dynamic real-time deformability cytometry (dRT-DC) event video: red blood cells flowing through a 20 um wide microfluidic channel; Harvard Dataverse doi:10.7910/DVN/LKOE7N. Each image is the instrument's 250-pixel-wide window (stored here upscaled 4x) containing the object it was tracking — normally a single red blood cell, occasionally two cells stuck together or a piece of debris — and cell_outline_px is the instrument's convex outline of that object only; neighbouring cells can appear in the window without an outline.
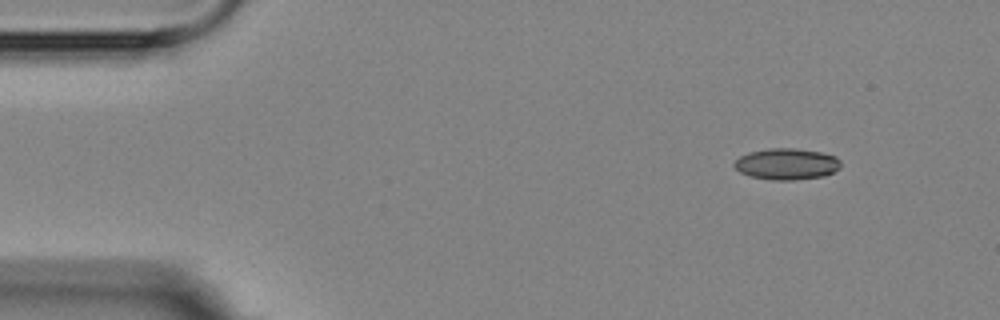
{"species": "Egyptian fruit bat (a non-hibernating species)", "species_latin": "Rousettus aegyptiacus", "temperature_condition": "room temperature", "stored_images_in_passage": 3, "camera_frame_rate_fps": 3000, "um_per_image_px": 0.085, "animal": {"sex": "female"}, "frame": {"image": 1, "passage_image": 1, "time_ms": 0.0, "image_size_px": [1000, 320], "cell_outline_px": [[840, 168], [824, 176], [792, 180], [772, 180], [752, 176], [740, 172], [732, 164], [740, 156], [748, 152], [768, 148], [796, 148], [820, 152], [836, 156], [840, 160]], "centroid_in_image_um": [66.86, 13.93], "position_along_channel_um": 18.1, "area_um2": 19.42}}
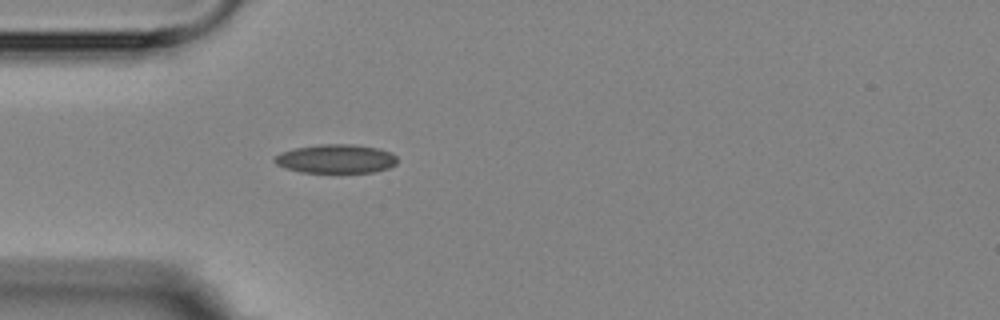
{"frame": {"image": 2, "passage_image": 3, "time_ms": 3.333, "image_size_px": [1000, 320], "cell_outline_px": [[396, 164], [388, 168], [372, 172], [300, 172], [284, 168], [276, 164], [272, 160], [272, 156], [280, 152], [296, 148], [320, 144], [352, 144], [380, 148], [392, 152], [396, 156]], "centroid_in_image_um": [28.52, 13.49], "position_along_channel_um": 56.5, "area_um2": 20.81}}